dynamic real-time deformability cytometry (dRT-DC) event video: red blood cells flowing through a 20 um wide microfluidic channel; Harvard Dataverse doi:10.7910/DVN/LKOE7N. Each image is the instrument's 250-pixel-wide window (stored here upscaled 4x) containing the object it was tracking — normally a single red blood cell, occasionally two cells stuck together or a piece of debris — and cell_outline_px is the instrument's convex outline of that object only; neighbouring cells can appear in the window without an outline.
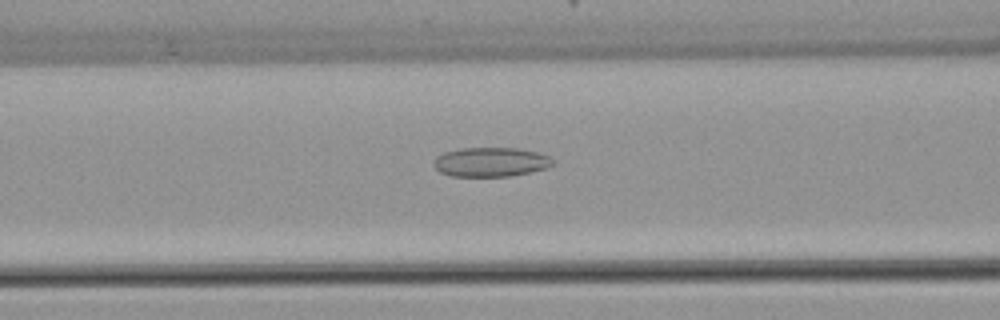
{"species": "common noctule bat (a hibernating species)", "species_latin": "Nyctalus noctula", "temperature_condition": "warm", "stored_images_in_passage": 42, "segment_of_instrument_passage": [1, 2], "camera_frame_rate_fps": 3000, "um_per_image_px": 0.085, "animal": {"sex": "female", "body_mass_g": 22.7, "forearm_length_mm": 54.2}, "frame": {"image": 1, "passage_image": 17, "time_ms": 5.333, "image_size_px": [1000, 320], "cell_outline_px": [[556, 164], [544, 168], [528, 172], [508, 176], [452, 176], [440, 172], [432, 164], [436, 156], [444, 152], [460, 148], [520, 148], [536, 152], [548, 156]], "centroid_in_image_um": [41.67, 13.76], "position_along_channel_um": 124.9, "area_um2": 20.23}}
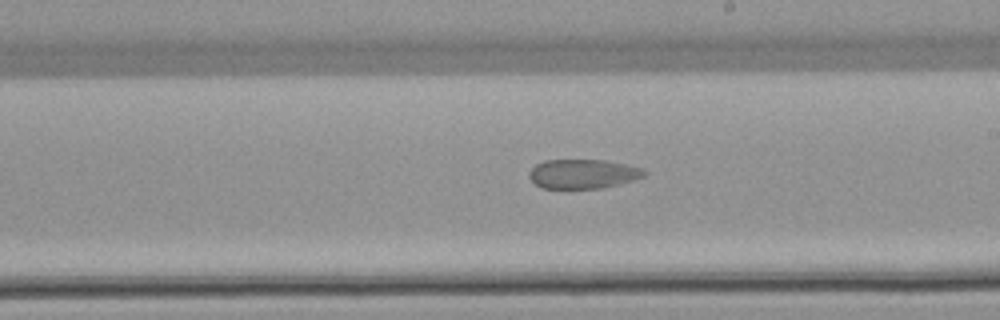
{"frame": {"image": 2, "passage_image": 26, "time_ms": 8.333, "image_size_px": [1000, 320], "cell_outline_px": [[648, 176], [636, 180], [604, 188], [540, 188], [528, 176], [528, 172], [536, 164], [544, 160], [604, 160], [644, 168], [648, 172]], "centroid_in_image_um": [49.61, 14.78], "position_along_channel_um": 239.4, "area_um2": 19.94}}
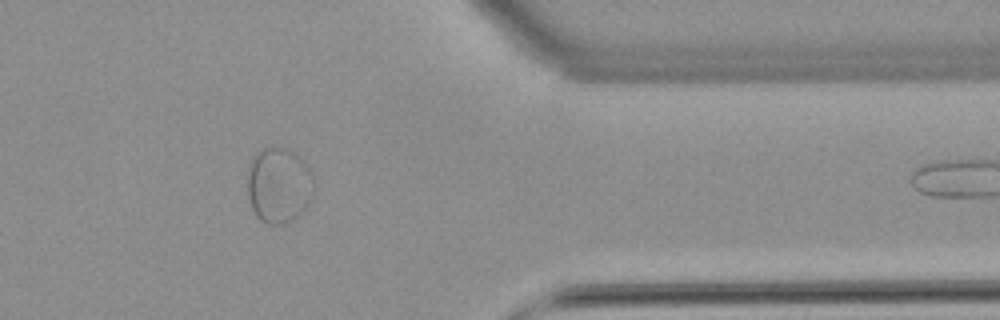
{"frame": {"image": 3, "passage_image": 39, "time_ms": 12.667, "image_size_px": [1000, 320], "cell_outline_px": [[312, 196], [308, 204], [296, 216], [280, 224], [268, 224], [260, 220], [256, 216], [252, 208], [248, 196], [248, 168], [252, 156], [256, 152], [272, 144], [276, 144], [292, 152], [304, 160], [312, 172]], "centroid_in_image_um": [23.67, 15.68], "position_along_channel_um": 387.7, "area_um2": 29.3}}